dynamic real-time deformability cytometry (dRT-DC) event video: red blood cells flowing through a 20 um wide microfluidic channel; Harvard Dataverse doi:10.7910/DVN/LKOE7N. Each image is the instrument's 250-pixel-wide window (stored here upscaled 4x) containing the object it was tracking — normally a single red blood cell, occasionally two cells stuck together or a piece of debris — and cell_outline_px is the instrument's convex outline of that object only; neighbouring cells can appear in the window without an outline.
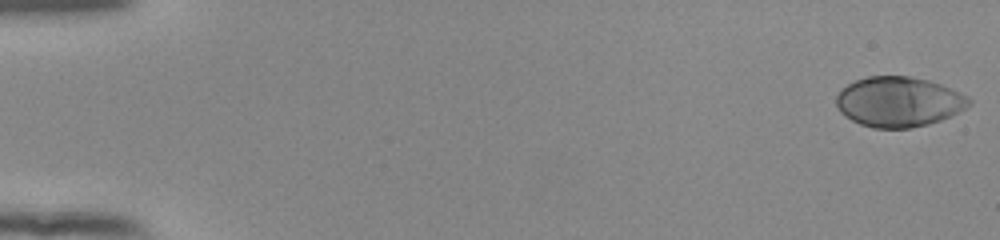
{"species": "human", "species_latin": "Homo sapiens", "temperature_condition": "room temperature", "stored_images_in_passage": 34, "camera_frame_rate_fps": 3000, "um_per_image_px": 0.085, "donor": {"sex": "female"}, "frame": {"image": 1, "passage_image": 1, "time_ms": 0.0, "image_size_px": [1000, 240], "cell_outline_px": [[972, 104], [940, 120], [928, 124], [912, 128], [872, 128], [860, 124], [844, 116], [840, 112], [836, 104], [836, 96], [848, 84], [856, 80], [868, 76], [912, 76], [928, 80], [940, 84], [960, 92], [968, 96], [972, 100]], "centroid_in_image_um": [76.38, 8.65], "position_along_channel_um": 8.6, "area_um2": 38.67}}
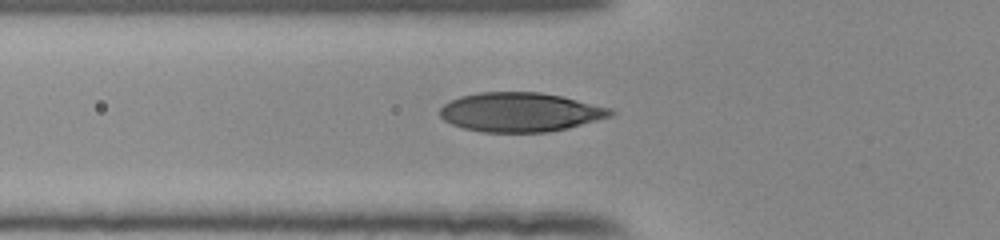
{"frame": {"image": 2, "passage_image": 20, "time_ms": 6.333, "image_size_px": [1000, 240], "cell_outline_px": [[616, 112], [612, 116], [568, 128], [548, 132], [484, 132], [464, 128], [452, 124], [444, 120], [440, 116], [440, 108], [444, 104], [460, 96], [480, 92], [540, 92], [560, 96], [612, 108]], "centroid_in_image_um": [44.23, 9.53], "position_along_channel_um": 81.6, "area_um2": 38.9}}
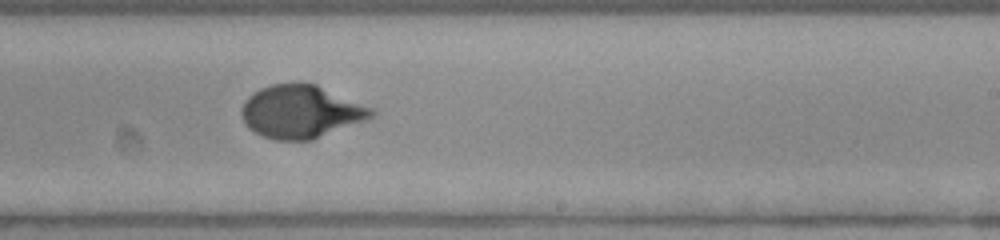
{"frame": {"image": 3, "passage_image": 34, "time_ms": 11.0, "image_size_px": [1000, 240], "cell_outline_px": [[376, 116], [312, 140], [276, 140], [264, 136], [248, 128], [240, 116], [240, 112], [244, 100], [248, 96], [260, 88], [272, 84], [316, 84], [372, 108], [376, 112]], "centroid_in_image_um": [25.56, 9.5], "position_along_channel_um": 263.4, "area_um2": 39.82}}